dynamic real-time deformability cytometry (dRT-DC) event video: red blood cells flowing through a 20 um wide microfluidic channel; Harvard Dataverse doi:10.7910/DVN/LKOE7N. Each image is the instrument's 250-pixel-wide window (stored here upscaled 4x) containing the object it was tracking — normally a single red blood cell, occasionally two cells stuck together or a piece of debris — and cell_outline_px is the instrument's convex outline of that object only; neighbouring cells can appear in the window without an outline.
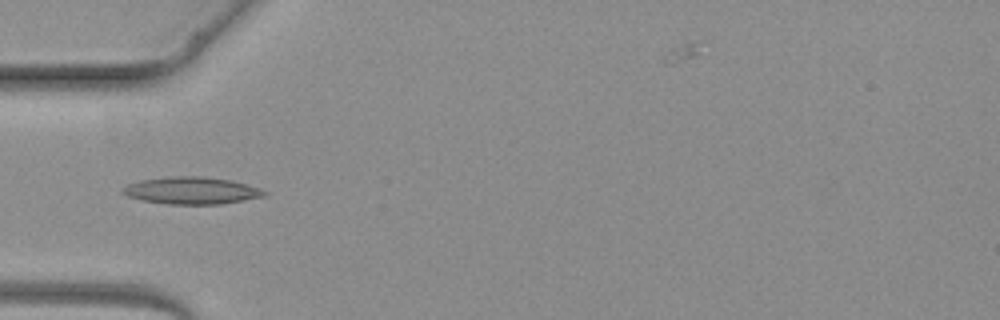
{"species": "common noctule bat (a hibernating species)", "species_latin": "Nyctalus noctula", "temperature_condition": "warm", "stored_images_in_passage": 4, "camera_frame_rate_fps": 3000, "um_per_image_px": 0.085, "animal": {"sex": "female", "body_mass_g": 19.3, "forearm_length_mm": 54.1}, "frame": {"image": 1, "passage_image": 4, "time_ms": 4.333, "image_size_px": [1000, 320], "cell_outline_px": [[268, 192], [264, 196], [244, 200], [220, 204], [168, 204], [144, 200], [128, 196], [120, 192], [120, 188], [128, 184], [140, 180], [168, 176], [200, 176], [228, 180], [260, 188]], "centroid_in_image_um": [16.24, 16.19], "position_along_channel_um": 68.8, "area_um2": 22.25}}